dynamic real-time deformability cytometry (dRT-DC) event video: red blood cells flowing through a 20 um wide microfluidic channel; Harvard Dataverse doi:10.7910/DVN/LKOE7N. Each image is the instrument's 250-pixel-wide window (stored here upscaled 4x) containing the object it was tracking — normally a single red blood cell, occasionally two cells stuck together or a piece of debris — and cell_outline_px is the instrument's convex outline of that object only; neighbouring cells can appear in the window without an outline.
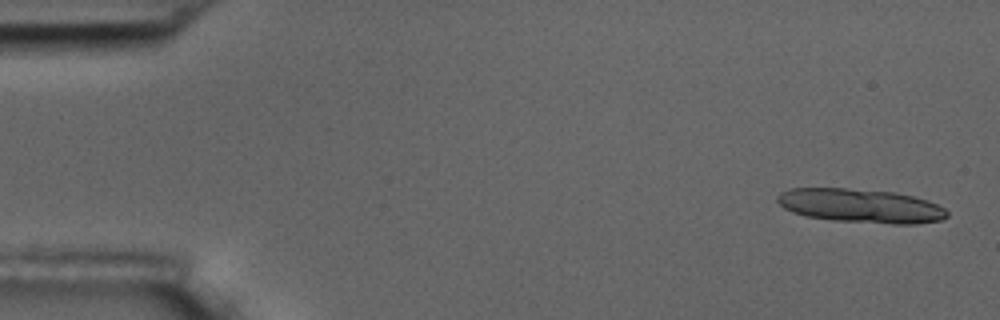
{"species": "common noctule bat (a hibernating species)", "species_latin": "Nyctalus noctula", "temperature_condition": "room temperature", "stored_images_in_passage": 9, "segment_of_instrument_passage": [1, 2], "camera_frame_rate_fps": 3000, "um_per_image_px": 0.085, "animal": {"sex": "male", "body_mass_g": 17.5, "forearm_length_mm": 52.3}, "frame": {"image": 1, "passage_image": 1, "time_ms": 0.0, "image_size_px": [1000, 320], "cell_outline_px": [[948, 216], [940, 220], [916, 224], [892, 224], [832, 220], [808, 216], [792, 212], [784, 208], [776, 200], [776, 196], [780, 192], [788, 188], [844, 188], [896, 192], [928, 200], [944, 208], [948, 212]], "centroid_in_image_um": [73.15, 17.49], "position_along_channel_um": 11.9, "area_um2": 33.64}}